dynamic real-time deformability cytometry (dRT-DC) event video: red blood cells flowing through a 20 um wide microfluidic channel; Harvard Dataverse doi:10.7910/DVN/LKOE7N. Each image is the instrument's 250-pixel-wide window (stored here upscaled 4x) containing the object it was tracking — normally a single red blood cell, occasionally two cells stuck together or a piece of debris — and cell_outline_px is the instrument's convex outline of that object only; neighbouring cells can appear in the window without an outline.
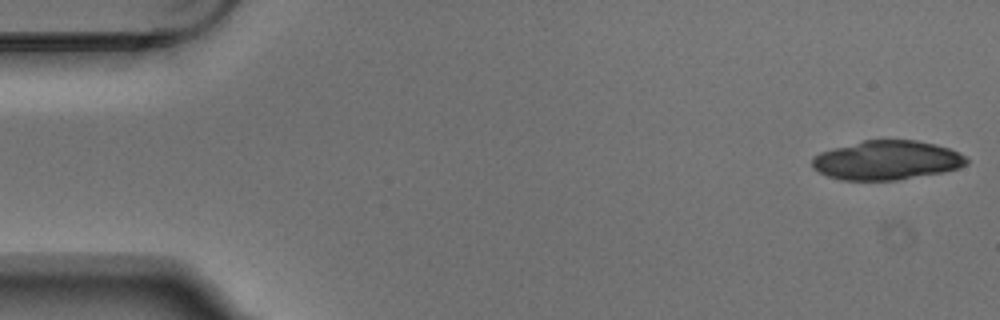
{"species": "Egyptian fruit bat (a non-hibernating species)", "species_latin": "Rousettus aegyptiacus", "temperature_condition": "warm", "stored_images_in_passage": 5, "camera_frame_rate_fps": 3000, "um_per_image_px": 0.085, "animal": {"sex": "male"}, "frame": {"image": 1, "passage_image": 1, "time_ms": 0.0, "image_size_px": [1000, 320], "cell_outline_px": [[968, 164], [944, 172], [896, 180], [844, 180], [828, 176], [812, 168], [812, 156], [820, 152], [864, 140], [916, 140], [936, 144], [960, 152], [968, 160]], "centroid_in_image_um": [75.38, 13.62], "position_along_channel_um": 9.6, "area_um2": 35.14}}